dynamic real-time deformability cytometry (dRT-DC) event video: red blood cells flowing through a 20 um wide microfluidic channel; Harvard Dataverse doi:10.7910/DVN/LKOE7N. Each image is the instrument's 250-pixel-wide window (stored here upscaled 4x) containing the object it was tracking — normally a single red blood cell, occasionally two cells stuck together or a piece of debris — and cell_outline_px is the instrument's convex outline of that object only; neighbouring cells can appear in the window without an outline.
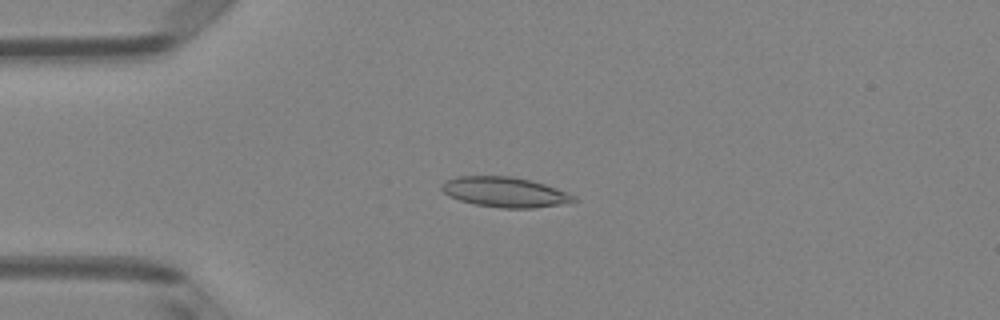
{"species": "Egyptian fruit bat (a non-hibernating species)", "species_latin": "Rousettus aegyptiacus", "temperature_condition": "room temperature", "stored_images_in_passage": 51, "camera_frame_rate_fps": 3000, "um_per_image_px": 0.085, "animal": {"sex": "female"}, "frame": {"image": 1, "passage_image": 13, "time_ms": 4.0, "image_size_px": [1000, 320], "cell_outline_px": [[576, 200], [560, 204], [536, 208], [504, 208], [476, 204], [460, 200], [448, 196], [440, 188], [440, 184], [444, 180], [456, 176], [512, 176], [532, 180], [568, 192], [576, 196]], "centroid_in_image_um": [42.88, 16.31], "position_along_channel_um": 42.1, "area_um2": 23.24}}
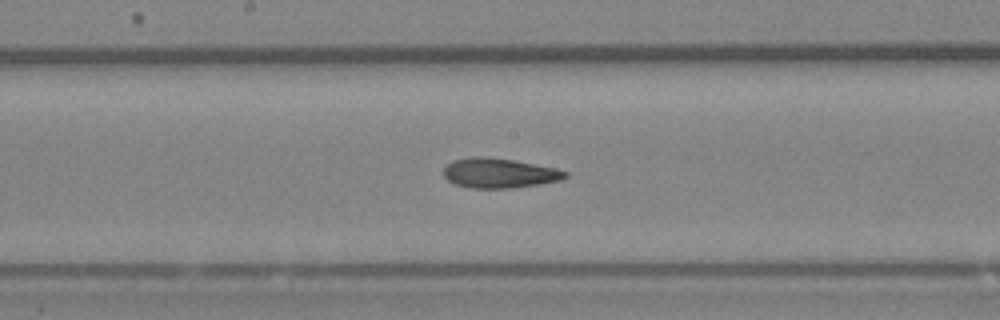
{"frame": {"image": 2, "passage_image": 27, "time_ms": 8.667, "image_size_px": [1000, 320], "cell_outline_px": [[568, 176], [560, 180], [540, 184], [512, 188], [468, 188], [456, 184], [448, 180], [444, 176], [444, 168], [452, 160], [472, 156], [484, 156], [512, 160], [556, 168], [568, 172]], "centroid_in_image_um": [42.42, 14.71], "position_along_channel_um": 205.8, "area_um2": 21.1}}
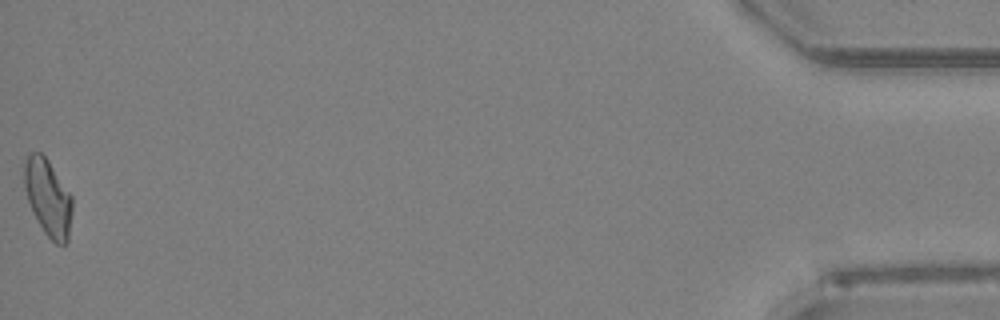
{"frame": {"image": 3, "passage_image": 51, "time_ms": 16.667, "image_size_px": [1000, 320], "cell_outline_px": [[72, 212], [68, 240], [64, 244], [56, 244], [44, 232], [32, 212], [24, 188], [24, 160], [28, 152], [40, 152], [48, 160], [72, 196]], "centroid_in_image_um": [4.07, 16.78], "position_along_channel_um": 431.1, "area_um2": 21.5}, "authors_computed_cell_mechanics": {"area_um2": 21.5594, "velocity_mm_per_s": 4.0356, "shape_relaxation_time_tau1_ms": 9.8045, "shape_relaxation_time_tau2_ms": 2.84, "deformation_change_tau1": 0.1793, "deformation_change_tau2": 0.1012}}